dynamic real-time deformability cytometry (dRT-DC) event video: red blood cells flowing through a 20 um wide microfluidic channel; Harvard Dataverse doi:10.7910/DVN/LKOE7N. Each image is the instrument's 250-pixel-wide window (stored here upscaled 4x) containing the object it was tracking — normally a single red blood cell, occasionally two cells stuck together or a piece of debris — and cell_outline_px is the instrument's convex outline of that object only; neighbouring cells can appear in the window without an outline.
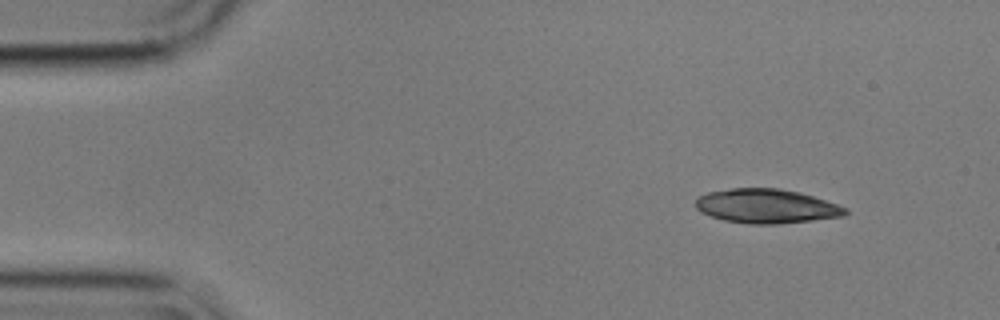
{"species": "common noctule bat (a hibernating species)", "species_latin": "Nyctalus noctula", "temperature_condition": "cold", "stored_images_in_passage": 50, "camera_frame_rate_fps": 3000, "um_per_image_px": 0.085, "animal": {"sex": "male", "body_mass_g": 17.9}, "frame": {"image": 1, "passage_image": 1, "time_ms": 0.0, "image_size_px": [1000, 320], "cell_outline_px": [[848, 212], [844, 216], [812, 220], [776, 224], [748, 224], [724, 220], [700, 212], [696, 208], [696, 200], [700, 196], [708, 192], [732, 188], [780, 188], [800, 192], [848, 208]], "centroid_in_image_um": [65.14, 17.52], "position_along_channel_um": 19.9, "area_um2": 29.77}}